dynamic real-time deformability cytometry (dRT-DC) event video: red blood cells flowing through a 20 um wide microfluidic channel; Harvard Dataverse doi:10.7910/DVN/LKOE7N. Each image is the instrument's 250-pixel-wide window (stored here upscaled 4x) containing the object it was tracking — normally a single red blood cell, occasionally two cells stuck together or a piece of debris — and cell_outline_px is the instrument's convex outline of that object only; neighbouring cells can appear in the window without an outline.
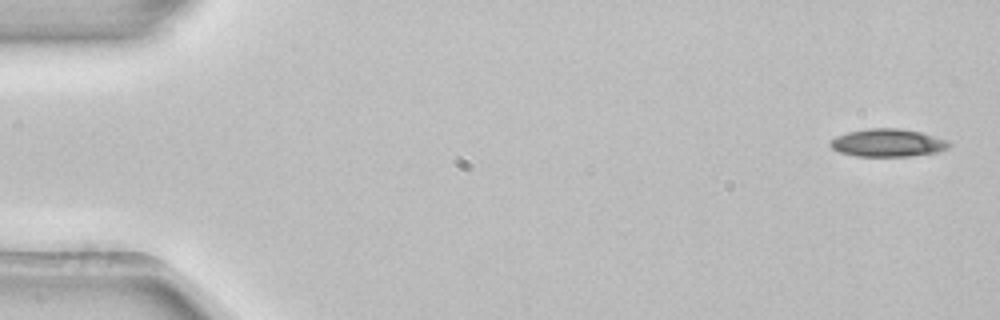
{"species": "common noctule bat (a hibernating species)", "species_latin": "Nyctalus noctula", "temperature_condition": "room temperature", "stored_images_in_passage": 4, "camera_frame_rate_fps": 3000, "um_per_image_px": 0.085, "animal": {"sex": "female", "body_mass_g": 22.7, "forearm_length_mm": 54.2}, "frame": {"image": 1, "passage_image": 1, "time_ms": 0.0, "image_size_px": [1000, 320], "cell_outline_px": [[952, 144], [948, 148], [936, 152], [908, 156], [856, 156], [840, 152], [832, 148], [828, 144], [836, 136], [848, 132], [868, 128], [900, 128], [920, 132], [948, 140]], "centroid_in_image_um": [75.46, 12.13], "position_along_channel_um": 9.5, "area_um2": 19.19}}
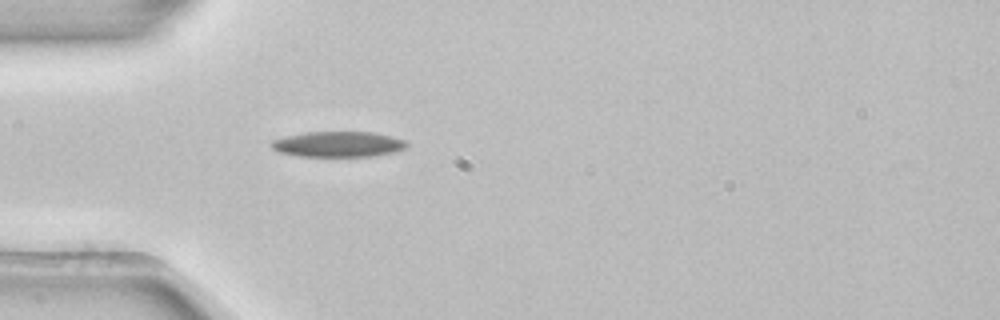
{"frame": {"image": 2, "passage_image": 4, "time_ms": 1.0, "image_size_px": [1000, 320], "cell_outline_px": [[408, 148], [396, 152], [372, 156], [296, 156], [280, 152], [272, 148], [268, 144], [272, 140], [288, 136], [308, 132], [372, 132], [392, 136], [404, 140], [408, 144]], "centroid_in_image_um": [28.77, 12.26], "position_along_channel_um": 56.2, "area_um2": 20.17}}